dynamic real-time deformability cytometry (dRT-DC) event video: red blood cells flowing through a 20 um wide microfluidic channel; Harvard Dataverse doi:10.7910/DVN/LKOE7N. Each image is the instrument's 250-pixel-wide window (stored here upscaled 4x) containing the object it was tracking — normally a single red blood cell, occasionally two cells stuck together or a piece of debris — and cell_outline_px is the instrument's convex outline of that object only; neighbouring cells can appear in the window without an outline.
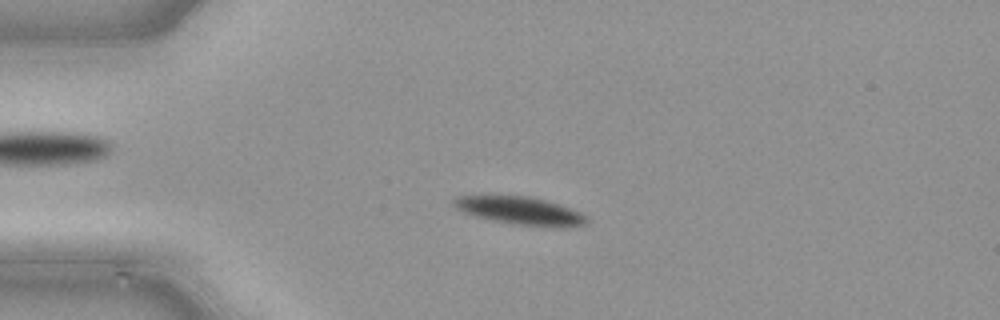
{"species": "common noctule bat (a hibernating species)", "species_latin": "Nyctalus noctula", "temperature_condition": "cold", "stored_images_in_passage": 49, "camera_frame_rate_fps": 3000, "um_per_image_px": 0.085, "animal": {"sex": "male", "body_mass_g": 21.5, "forearm_length_mm": 52.0}, "frame": {"image": 1, "passage_image": 12, "time_ms": 3.667, "image_size_px": [1000, 320], "cell_outline_px": [[588, 224], [568, 228], [552, 228], [516, 224], [492, 220], [472, 216], [456, 208], [452, 204], [452, 200], [456, 196], [528, 196], [544, 200], [580, 212], [588, 220]], "centroid_in_image_um": [44.22, 17.94], "position_along_channel_um": 40.8, "area_um2": 21.62}}
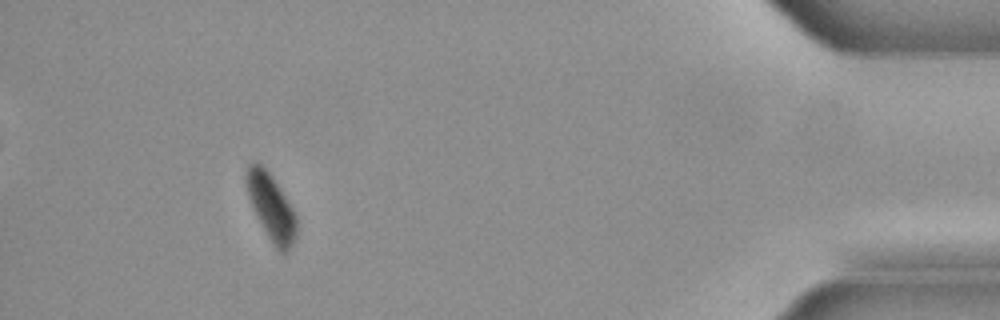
{"frame": {"image": 2, "passage_image": 45, "time_ms": 14.667, "image_size_px": [1000, 320], "cell_outline_px": [[296, 236], [288, 252], [280, 252], [272, 244], [256, 216], [248, 196], [248, 164], [260, 164], [272, 176], [296, 212]], "centroid_in_image_um": [23.1, 17.68], "position_along_channel_um": 412.1, "area_um2": 18.9}}